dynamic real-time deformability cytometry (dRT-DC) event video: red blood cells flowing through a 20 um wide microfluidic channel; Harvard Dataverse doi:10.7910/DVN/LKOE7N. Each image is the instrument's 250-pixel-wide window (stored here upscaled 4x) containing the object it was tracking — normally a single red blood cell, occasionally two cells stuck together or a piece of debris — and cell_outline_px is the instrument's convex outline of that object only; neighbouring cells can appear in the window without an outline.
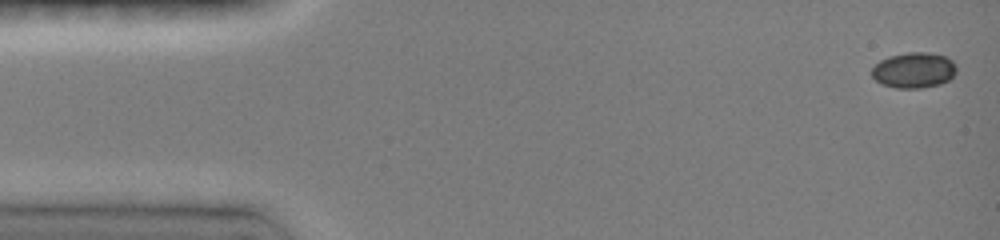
{"species": "common noctule bat (a hibernating species)", "species_latin": "Nyctalus noctula", "temperature_condition": "room temperature", "stored_images_in_passage": 21, "camera_frame_rate_fps": 3000, "um_per_image_px": 0.085, "animal": {"sex": "female", "body_mass_g": 19.0, "forearm_length_mm": 51.5}, "frame": {"image": 1, "passage_image": 1, "time_ms": 0.0, "image_size_px": [1000, 240], "cell_outline_px": [[956, 72], [948, 80], [940, 84], [920, 88], [896, 88], [880, 84], [872, 76], [872, 68], [880, 60], [888, 56], [908, 52], [924, 52], [944, 56], [952, 60], [956, 64]], "centroid_in_image_um": [77.66, 5.97], "position_along_channel_um": 7.3, "area_um2": 17.57}}
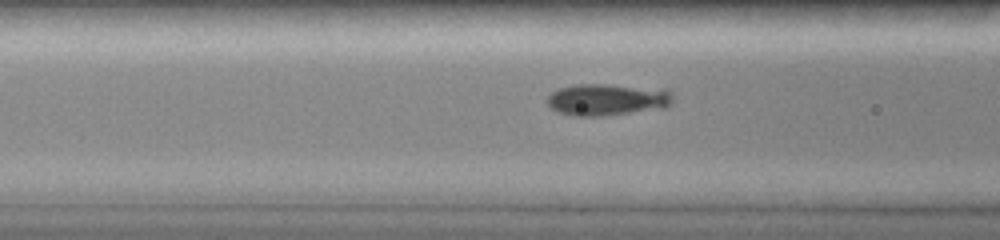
{"frame": {"image": 2, "passage_image": 11, "time_ms": 5.667, "image_size_px": [1000, 240], "cell_outline_px": [[672, 100], [664, 108], [604, 116], [576, 116], [556, 112], [548, 104], [548, 96], [552, 92], [560, 88], [576, 84], [608, 84], [668, 88], [672, 92]], "centroid_in_image_um": [51.65, 8.45], "position_along_channel_um": 114.9, "area_um2": 23.58}}
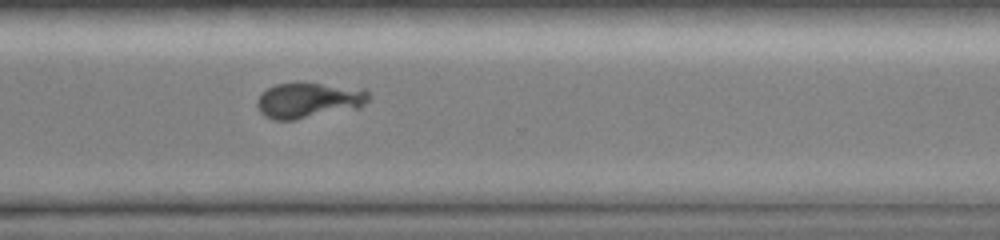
{"frame": {"image": 3, "passage_image": 21, "time_ms": 11.333, "image_size_px": [1000, 240], "cell_outline_px": [[368, 100], [360, 108], [292, 120], [276, 120], [264, 116], [260, 112], [256, 104], [256, 100], [268, 88], [276, 84], [320, 84], [364, 88], [368, 92]], "centroid_in_image_um": [26.25, 8.54], "position_along_channel_um": 344.3, "area_um2": 22.77}}